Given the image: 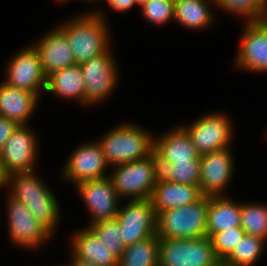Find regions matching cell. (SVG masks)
Wrapping results in <instances>:
<instances>
[{"label":"cell","instance_id":"6da1fadb","mask_svg":"<svg viewBox=\"0 0 267 266\" xmlns=\"http://www.w3.org/2000/svg\"><path fill=\"white\" fill-rule=\"evenodd\" d=\"M12 185L10 196L23 203L30 213L51 234L59 221V205L46 184L32 172L15 173L3 179V186Z\"/></svg>","mask_w":267,"mask_h":266},{"label":"cell","instance_id":"7a4b0ae2","mask_svg":"<svg viewBox=\"0 0 267 266\" xmlns=\"http://www.w3.org/2000/svg\"><path fill=\"white\" fill-rule=\"evenodd\" d=\"M101 12H89L68 20L59 28L68 38L75 63L80 65L109 49V31Z\"/></svg>","mask_w":267,"mask_h":266},{"label":"cell","instance_id":"3957f363","mask_svg":"<svg viewBox=\"0 0 267 266\" xmlns=\"http://www.w3.org/2000/svg\"><path fill=\"white\" fill-rule=\"evenodd\" d=\"M209 196L179 208L156 215V235L159 239H197L207 236Z\"/></svg>","mask_w":267,"mask_h":266},{"label":"cell","instance_id":"277c9868","mask_svg":"<svg viewBox=\"0 0 267 266\" xmlns=\"http://www.w3.org/2000/svg\"><path fill=\"white\" fill-rule=\"evenodd\" d=\"M108 165L124 164L150 156L154 149V139L140 126L122 124L111 129L103 139L97 141Z\"/></svg>","mask_w":267,"mask_h":266},{"label":"cell","instance_id":"5b68a950","mask_svg":"<svg viewBox=\"0 0 267 266\" xmlns=\"http://www.w3.org/2000/svg\"><path fill=\"white\" fill-rule=\"evenodd\" d=\"M110 176L118 197L151 198L159 178L158 162L154 152L143 159L119 164Z\"/></svg>","mask_w":267,"mask_h":266},{"label":"cell","instance_id":"8992f818","mask_svg":"<svg viewBox=\"0 0 267 266\" xmlns=\"http://www.w3.org/2000/svg\"><path fill=\"white\" fill-rule=\"evenodd\" d=\"M217 259L212 241L197 239H159V266H214Z\"/></svg>","mask_w":267,"mask_h":266},{"label":"cell","instance_id":"52a82bcc","mask_svg":"<svg viewBox=\"0 0 267 266\" xmlns=\"http://www.w3.org/2000/svg\"><path fill=\"white\" fill-rule=\"evenodd\" d=\"M124 246L156 235V214L150 198L130 200L116 217Z\"/></svg>","mask_w":267,"mask_h":266},{"label":"cell","instance_id":"ba28073f","mask_svg":"<svg viewBox=\"0 0 267 266\" xmlns=\"http://www.w3.org/2000/svg\"><path fill=\"white\" fill-rule=\"evenodd\" d=\"M37 139L26 125H19L0 152V174L6 178L15 173L34 171Z\"/></svg>","mask_w":267,"mask_h":266},{"label":"cell","instance_id":"9c48e42d","mask_svg":"<svg viewBox=\"0 0 267 266\" xmlns=\"http://www.w3.org/2000/svg\"><path fill=\"white\" fill-rule=\"evenodd\" d=\"M231 121L220 113L207 114L183 127L191 138L196 152L203 155L229 147L232 134Z\"/></svg>","mask_w":267,"mask_h":266},{"label":"cell","instance_id":"30bf717a","mask_svg":"<svg viewBox=\"0 0 267 266\" xmlns=\"http://www.w3.org/2000/svg\"><path fill=\"white\" fill-rule=\"evenodd\" d=\"M109 51L110 48L80 64L85 82L86 104L102 101L116 85V62Z\"/></svg>","mask_w":267,"mask_h":266},{"label":"cell","instance_id":"8fae6325","mask_svg":"<svg viewBox=\"0 0 267 266\" xmlns=\"http://www.w3.org/2000/svg\"><path fill=\"white\" fill-rule=\"evenodd\" d=\"M8 197V229L13 243L32 249L50 238L52 234L33 217L23 203L10 195Z\"/></svg>","mask_w":267,"mask_h":266},{"label":"cell","instance_id":"7c38bea8","mask_svg":"<svg viewBox=\"0 0 267 266\" xmlns=\"http://www.w3.org/2000/svg\"><path fill=\"white\" fill-rule=\"evenodd\" d=\"M76 187L92 216L90 225L117 217L119 197L109 176L85 181L77 184Z\"/></svg>","mask_w":267,"mask_h":266},{"label":"cell","instance_id":"4fadbf2b","mask_svg":"<svg viewBox=\"0 0 267 266\" xmlns=\"http://www.w3.org/2000/svg\"><path fill=\"white\" fill-rule=\"evenodd\" d=\"M7 85L39 95V89L46 87L40 56L33 46L24 48L8 63Z\"/></svg>","mask_w":267,"mask_h":266},{"label":"cell","instance_id":"5bb4252c","mask_svg":"<svg viewBox=\"0 0 267 266\" xmlns=\"http://www.w3.org/2000/svg\"><path fill=\"white\" fill-rule=\"evenodd\" d=\"M229 147L200 155L199 187L204 196H221L234 172Z\"/></svg>","mask_w":267,"mask_h":266},{"label":"cell","instance_id":"9a60e30c","mask_svg":"<svg viewBox=\"0 0 267 266\" xmlns=\"http://www.w3.org/2000/svg\"><path fill=\"white\" fill-rule=\"evenodd\" d=\"M236 67L267 72V19L246 21Z\"/></svg>","mask_w":267,"mask_h":266},{"label":"cell","instance_id":"2e32d148","mask_svg":"<svg viewBox=\"0 0 267 266\" xmlns=\"http://www.w3.org/2000/svg\"><path fill=\"white\" fill-rule=\"evenodd\" d=\"M63 168L65 179L77 184L108 177L105 171L108 163L98 142L83 144L73 152Z\"/></svg>","mask_w":267,"mask_h":266},{"label":"cell","instance_id":"e0dca14e","mask_svg":"<svg viewBox=\"0 0 267 266\" xmlns=\"http://www.w3.org/2000/svg\"><path fill=\"white\" fill-rule=\"evenodd\" d=\"M33 47L40 56L42 71L46 78L76 64L68 38L59 27L47 33Z\"/></svg>","mask_w":267,"mask_h":266},{"label":"cell","instance_id":"ac0fdd59","mask_svg":"<svg viewBox=\"0 0 267 266\" xmlns=\"http://www.w3.org/2000/svg\"><path fill=\"white\" fill-rule=\"evenodd\" d=\"M154 139L153 152L158 164H176L183 162H200L187 131L181 127L173 129L166 135Z\"/></svg>","mask_w":267,"mask_h":266},{"label":"cell","instance_id":"d6986e66","mask_svg":"<svg viewBox=\"0 0 267 266\" xmlns=\"http://www.w3.org/2000/svg\"><path fill=\"white\" fill-rule=\"evenodd\" d=\"M203 196L199 186L173 183L158 178L150 199L157 215L162 211L197 202Z\"/></svg>","mask_w":267,"mask_h":266},{"label":"cell","instance_id":"ffe728a7","mask_svg":"<svg viewBox=\"0 0 267 266\" xmlns=\"http://www.w3.org/2000/svg\"><path fill=\"white\" fill-rule=\"evenodd\" d=\"M39 96L25 90L0 83V116L26 125L35 110Z\"/></svg>","mask_w":267,"mask_h":266},{"label":"cell","instance_id":"44dd1931","mask_svg":"<svg viewBox=\"0 0 267 266\" xmlns=\"http://www.w3.org/2000/svg\"><path fill=\"white\" fill-rule=\"evenodd\" d=\"M75 235L72 238V253L76 257L98 266H118L119 259L110 253L89 227Z\"/></svg>","mask_w":267,"mask_h":266},{"label":"cell","instance_id":"7402d4cb","mask_svg":"<svg viewBox=\"0 0 267 266\" xmlns=\"http://www.w3.org/2000/svg\"><path fill=\"white\" fill-rule=\"evenodd\" d=\"M241 226V204L225 195L209 196L207 213V237L214 233Z\"/></svg>","mask_w":267,"mask_h":266},{"label":"cell","instance_id":"603a6c76","mask_svg":"<svg viewBox=\"0 0 267 266\" xmlns=\"http://www.w3.org/2000/svg\"><path fill=\"white\" fill-rule=\"evenodd\" d=\"M45 91L63 98L77 99L86 105L85 82L80 65L75 64L48 76Z\"/></svg>","mask_w":267,"mask_h":266},{"label":"cell","instance_id":"cb8c5ba5","mask_svg":"<svg viewBox=\"0 0 267 266\" xmlns=\"http://www.w3.org/2000/svg\"><path fill=\"white\" fill-rule=\"evenodd\" d=\"M206 0H175L174 19L181 25L192 28L202 29L213 21L209 4Z\"/></svg>","mask_w":267,"mask_h":266},{"label":"cell","instance_id":"d4e9b609","mask_svg":"<svg viewBox=\"0 0 267 266\" xmlns=\"http://www.w3.org/2000/svg\"><path fill=\"white\" fill-rule=\"evenodd\" d=\"M118 266H159V238L157 235L126 246L118 260Z\"/></svg>","mask_w":267,"mask_h":266},{"label":"cell","instance_id":"484cf974","mask_svg":"<svg viewBox=\"0 0 267 266\" xmlns=\"http://www.w3.org/2000/svg\"><path fill=\"white\" fill-rule=\"evenodd\" d=\"M266 240L245 234L232 253L224 260L233 266H252L263 253Z\"/></svg>","mask_w":267,"mask_h":266},{"label":"cell","instance_id":"4316f807","mask_svg":"<svg viewBox=\"0 0 267 266\" xmlns=\"http://www.w3.org/2000/svg\"><path fill=\"white\" fill-rule=\"evenodd\" d=\"M159 179L173 183L199 186L200 162L158 164Z\"/></svg>","mask_w":267,"mask_h":266},{"label":"cell","instance_id":"83f0119b","mask_svg":"<svg viewBox=\"0 0 267 266\" xmlns=\"http://www.w3.org/2000/svg\"><path fill=\"white\" fill-rule=\"evenodd\" d=\"M241 228L245 234L267 240V206L241 204Z\"/></svg>","mask_w":267,"mask_h":266},{"label":"cell","instance_id":"f1b7e54d","mask_svg":"<svg viewBox=\"0 0 267 266\" xmlns=\"http://www.w3.org/2000/svg\"><path fill=\"white\" fill-rule=\"evenodd\" d=\"M217 7L240 14L246 21L267 19V0H215Z\"/></svg>","mask_w":267,"mask_h":266},{"label":"cell","instance_id":"f546056e","mask_svg":"<svg viewBox=\"0 0 267 266\" xmlns=\"http://www.w3.org/2000/svg\"><path fill=\"white\" fill-rule=\"evenodd\" d=\"M104 244L110 253L118 259L122 256L125 246L122 241L118 220H104L88 226Z\"/></svg>","mask_w":267,"mask_h":266},{"label":"cell","instance_id":"4dcf8cb0","mask_svg":"<svg viewBox=\"0 0 267 266\" xmlns=\"http://www.w3.org/2000/svg\"><path fill=\"white\" fill-rule=\"evenodd\" d=\"M245 232L240 227L214 233L210 239L215 255L219 261H224L244 237Z\"/></svg>","mask_w":267,"mask_h":266},{"label":"cell","instance_id":"1f68e13d","mask_svg":"<svg viewBox=\"0 0 267 266\" xmlns=\"http://www.w3.org/2000/svg\"><path fill=\"white\" fill-rule=\"evenodd\" d=\"M141 8L144 17L149 22L162 25L168 20L174 19L175 0H149Z\"/></svg>","mask_w":267,"mask_h":266},{"label":"cell","instance_id":"d6a6232c","mask_svg":"<svg viewBox=\"0 0 267 266\" xmlns=\"http://www.w3.org/2000/svg\"><path fill=\"white\" fill-rule=\"evenodd\" d=\"M18 126L16 122L0 116V152Z\"/></svg>","mask_w":267,"mask_h":266},{"label":"cell","instance_id":"836d02e7","mask_svg":"<svg viewBox=\"0 0 267 266\" xmlns=\"http://www.w3.org/2000/svg\"><path fill=\"white\" fill-rule=\"evenodd\" d=\"M109 7L117 12L127 11L136 5L135 0H107Z\"/></svg>","mask_w":267,"mask_h":266},{"label":"cell","instance_id":"e575fe53","mask_svg":"<svg viewBox=\"0 0 267 266\" xmlns=\"http://www.w3.org/2000/svg\"><path fill=\"white\" fill-rule=\"evenodd\" d=\"M72 261L70 264L72 265H69V266H98L96 264H93L91 262H88V261H84L82 259H79L78 257H76L74 254H72Z\"/></svg>","mask_w":267,"mask_h":266},{"label":"cell","instance_id":"d590c367","mask_svg":"<svg viewBox=\"0 0 267 266\" xmlns=\"http://www.w3.org/2000/svg\"><path fill=\"white\" fill-rule=\"evenodd\" d=\"M214 266H233V265L225 263L224 261H218Z\"/></svg>","mask_w":267,"mask_h":266},{"label":"cell","instance_id":"8d00e7d4","mask_svg":"<svg viewBox=\"0 0 267 266\" xmlns=\"http://www.w3.org/2000/svg\"><path fill=\"white\" fill-rule=\"evenodd\" d=\"M149 0H135L136 4H140L143 7Z\"/></svg>","mask_w":267,"mask_h":266},{"label":"cell","instance_id":"74e56055","mask_svg":"<svg viewBox=\"0 0 267 266\" xmlns=\"http://www.w3.org/2000/svg\"><path fill=\"white\" fill-rule=\"evenodd\" d=\"M4 186H3V178H2V176H1V174H0V188H3Z\"/></svg>","mask_w":267,"mask_h":266},{"label":"cell","instance_id":"f35d334b","mask_svg":"<svg viewBox=\"0 0 267 266\" xmlns=\"http://www.w3.org/2000/svg\"><path fill=\"white\" fill-rule=\"evenodd\" d=\"M59 1V3L61 2V3H64V2H68V1H70V0H58Z\"/></svg>","mask_w":267,"mask_h":266},{"label":"cell","instance_id":"ab89813d","mask_svg":"<svg viewBox=\"0 0 267 266\" xmlns=\"http://www.w3.org/2000/svg\"><path fill=\"white\" fill-rule=\"evenodd\" d=\"M84 1H87V2H89V1L92 2V1H93V2H94V1H96V0H84Z\"/></svg>","mask_w":267,"mask_h":266}]
</instances>
